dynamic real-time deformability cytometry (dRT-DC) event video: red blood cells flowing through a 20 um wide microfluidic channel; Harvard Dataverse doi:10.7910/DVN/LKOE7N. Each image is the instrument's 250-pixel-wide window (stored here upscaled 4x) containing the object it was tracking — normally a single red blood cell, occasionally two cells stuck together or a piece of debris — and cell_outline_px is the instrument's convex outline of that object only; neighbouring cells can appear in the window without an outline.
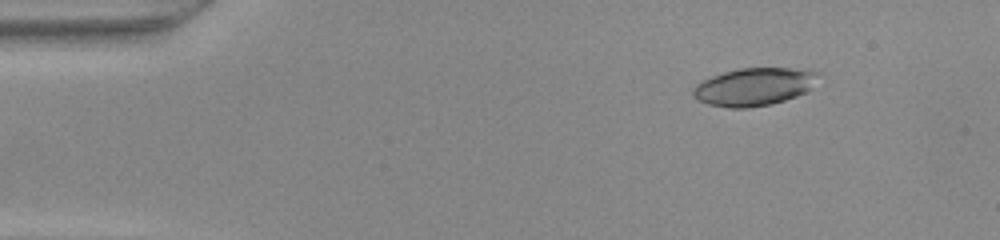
{"species": "common noctule bat (a hibernating species)", "species_latin": "Nyctalus noctula", "temperature_condition": "warm", "stored_images_in_passage": 49, "camera_frame_rate_fps": 3000, "um_per_image_px": 0.085, "animal": {"sex": "female", "body_mass_g": 22.0, "forearm_length_mm": 56.7}, "frame": {"image": 1, "passage_image": 6, "time_ms": 1.667, "image_size_px": [1000, 240], "cell_outline_px": [[820, 72], [808, 92], [772, 104], [748, 108], [728, 108], [708, 104], [700, 100], [692, 92], [692, 88], [696, 84], [712, 76], [724, 72], [740, 68], [808, 68]], "centroid_in_image_um": [64.14, 7.36], "position_along_channel_um": 20.9, "area_um2": 27.63}}
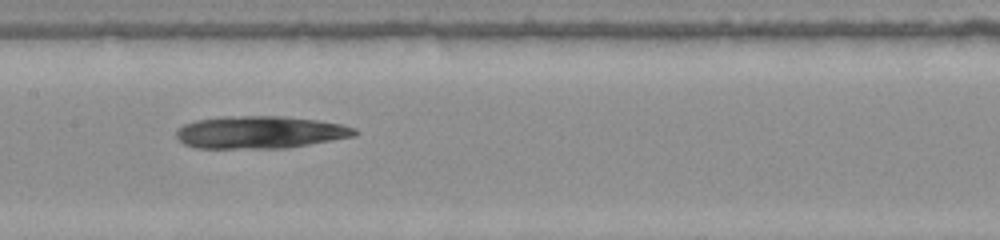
{"frame": {"image": 2, "passage_image": 24, "time_ms": 7.667, "image_size_px": [1000, 240], "cell_outline_px": [[360, 132], [356, 136], [284, 148], [196, 148], [184, 144], [176, 136], [176, 132], [184, 124], [196, 120], [224, 116], [284, 116], [316, 120], [340, 124], [356, 128]], "centroid_in_image_um": [22.11, 11.24], "position_along_channel_um": 185.3, "area_um2": 33.7}}
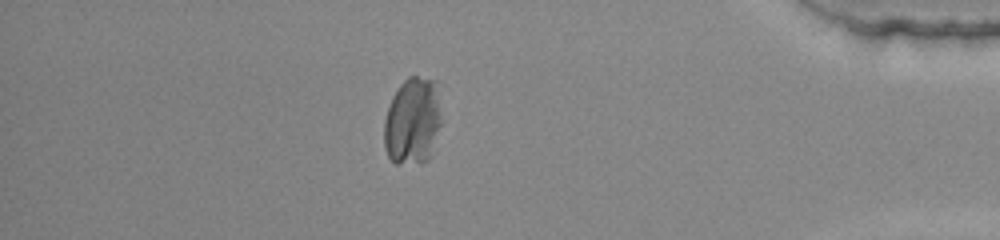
{"frame": {"image": 3, "passage_image": 42, "time_ms": 13.667, "image_size_px": [1000, 240], "cell_outline_px": [[440, 124], [432, 156], [428, 160], [420, 164], [396, 164], [388, 156], [384, 148], [384, 120], [392, 96], [400, 84], [408, 76], [416, 76], [440, 80]], "centroid_in_image_um": [35.1, 10.28], "position_along_channel_um": 400.1, "area_um2": 30.11}}